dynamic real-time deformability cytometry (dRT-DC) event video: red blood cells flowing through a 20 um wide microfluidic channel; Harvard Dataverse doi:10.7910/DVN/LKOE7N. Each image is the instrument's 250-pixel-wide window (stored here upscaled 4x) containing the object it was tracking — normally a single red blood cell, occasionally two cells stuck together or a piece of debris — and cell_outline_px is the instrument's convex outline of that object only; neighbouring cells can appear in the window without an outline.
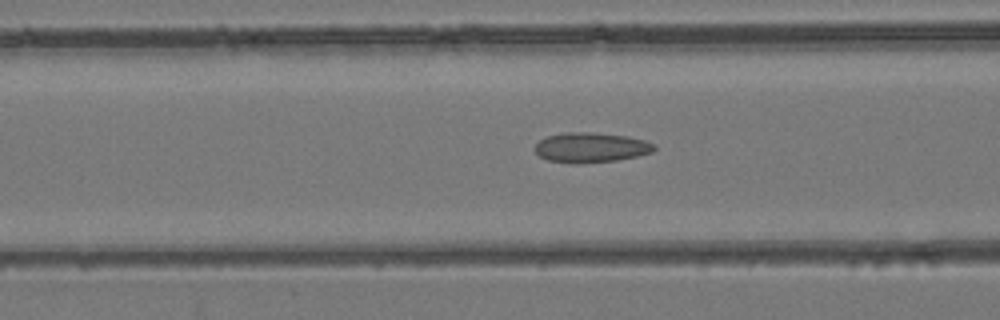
{"species": "common noctule bat (a hibernating species)", "species_latin": "Nyctalus noctula", "temperature_condition": "room temperature", "stored_images_in_passage": 17, "camera_frame_rate_fps": 3000, "um_per_image_px": 0.085, "animal": {"sex": "female", "body_mass_g": 24.6, "forearm_length_mm": 56.2}, "frame": {"image": 1, "passage_image": 9, "time_ms": 2.667, "image_size_px": [1000, 320], "cell_outline_px": [[656, 148], [652, 152], [636, 156], [616, 160], [580, 164], [548, 160], [540, 156], [532, 148], [540, 140], [548, 136], [564, 132], [592, 132], [628, 136], [644, 140], [656, 144]], "centroid_in_image_um": [50.23, 12.53], "position_along_channel_um": 116.4, "area_um2": 20.87}}
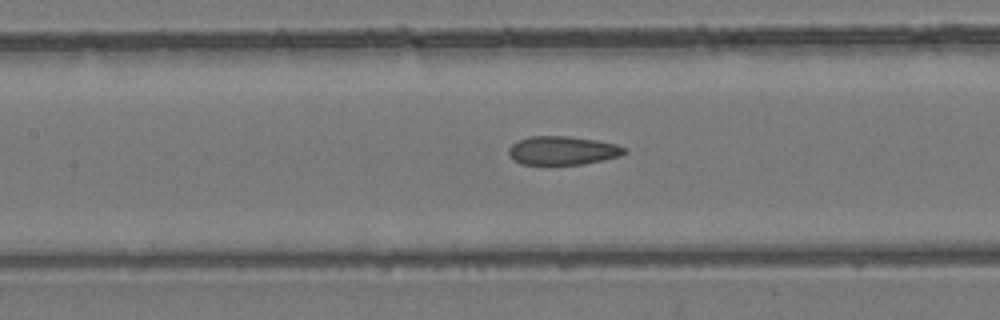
{"frame": {"image": 2, "passage_image": 12, "time_ms": 3.667, "image_size_px": [1000, 320], "cell_outline_px": [[628, 152], [620, 156], [604, 160], [584, 164], [520, 164], [512, 160], [508, 156], [508, 148], [516, 140], [528, 136], [568, 136], [596, 140], [616, 144], [624, 148]], "centroid_in_image_um": [47.77, 12.79], "position_along_channel_um": 159.6, "area_um2": 19.54}}
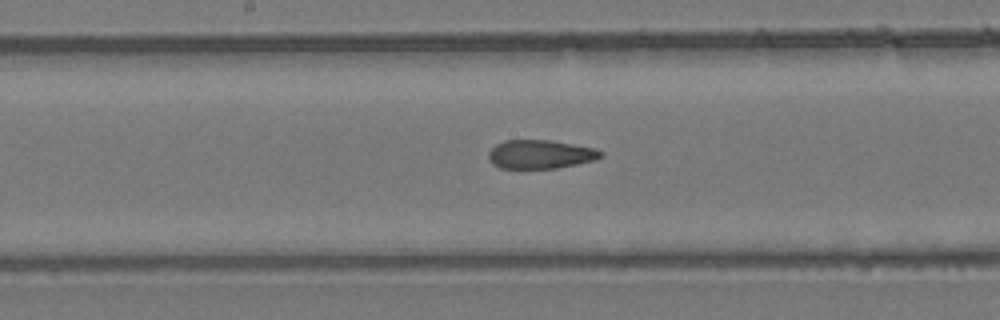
{"frame": {"image": 3, "passage_image": 15, "time_ms": 4.667, "image_size_px": [1000, 320], "cell_outline_px": [[604, 156], [592, 160], [576, 164], [556, 168], [500, 168], [492, 164], [488, 156], [488, 152], [496, 144], [504, 140], [548, 140], [596, 148], [604, 152]], "centroid_in_image_um": [45.92, 13.11], "position_along_channel_um": 202.3, "area_um2": 18.73}}